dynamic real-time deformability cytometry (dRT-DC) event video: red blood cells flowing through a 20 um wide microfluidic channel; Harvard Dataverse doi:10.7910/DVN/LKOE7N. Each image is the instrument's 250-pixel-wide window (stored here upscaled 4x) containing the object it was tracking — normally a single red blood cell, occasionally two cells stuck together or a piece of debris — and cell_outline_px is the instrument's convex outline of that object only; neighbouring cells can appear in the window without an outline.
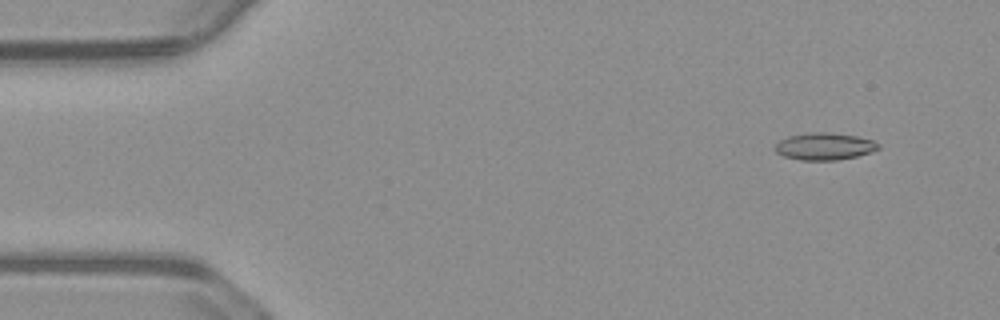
{"species": "common noctule bat (a hibernating species)", "species_latin": "Nyctalus noctula", "temperature_condition": "warm", "stored_images_in_passage": 3, "camera_frame_rate_fps": 3000, "um_per_image_px": 0.085, "animal": {"sex": "male", "body_mass_g": 23.1, "forearm_length_mm": 52.7}, "frame": {"image": 1, "passage_image": 1, "time_ms": 0.0, "image_size_px": [1000, 320], "cell_outline_px": [[880, 148], [872, 152], [856, 156], [836, 160], [800, 160], [784, 156], [776, 152], [776, 144], [780, 140], [788, 136], [808, 132], [828, 132], [856, 136], [872, 140], [880, 144]], "centroid_in_image_um": [70.09, 12.43], "position_along_channel_um": 14.9, "area_um2": 16.3}}